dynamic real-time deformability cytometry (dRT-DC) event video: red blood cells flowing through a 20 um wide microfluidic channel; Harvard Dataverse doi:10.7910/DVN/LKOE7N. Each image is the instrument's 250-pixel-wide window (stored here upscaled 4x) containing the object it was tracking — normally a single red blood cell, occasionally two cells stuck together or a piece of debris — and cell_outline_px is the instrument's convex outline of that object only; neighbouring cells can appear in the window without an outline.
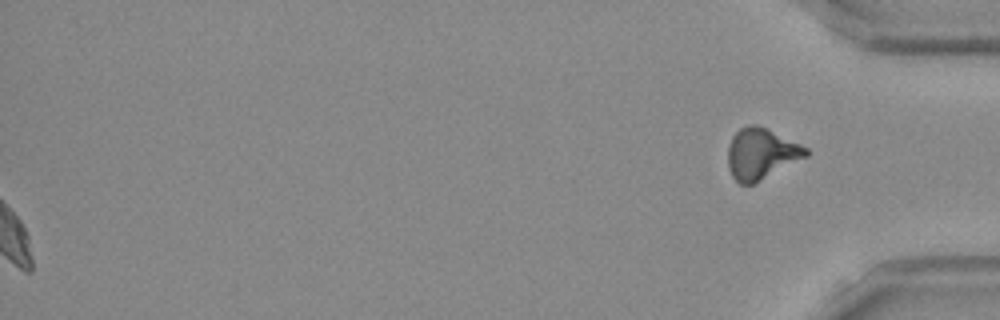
{"species": "Egyptian fruit bat (a non-hibernating species)", "species_latin": "Rousettus aegyptiacus", "temperature_condition": "room temperature", "stored_images_in_passage": 54, "segment_of_instrument_passage": [2, 2], "camera_frame_rate_fps": 3000, "um_per_image_px": 0.085, "frame": {"image": 1, "passage_image": 54, "time_ms": 17.667, "image_size_px": [1000, 320], "cell_outline_px": [[808, 156], [752, 184], [740, 184], [732, 176], [728, 168], [728, 148], [732, 136], [740, 128], [748, 124], [756, 124], [800, 144], [808, 148]], "centroid_in_image_um": [64.67, 13.06], "position_along_channel_um": 370.5, "area_um2": 22.89}}